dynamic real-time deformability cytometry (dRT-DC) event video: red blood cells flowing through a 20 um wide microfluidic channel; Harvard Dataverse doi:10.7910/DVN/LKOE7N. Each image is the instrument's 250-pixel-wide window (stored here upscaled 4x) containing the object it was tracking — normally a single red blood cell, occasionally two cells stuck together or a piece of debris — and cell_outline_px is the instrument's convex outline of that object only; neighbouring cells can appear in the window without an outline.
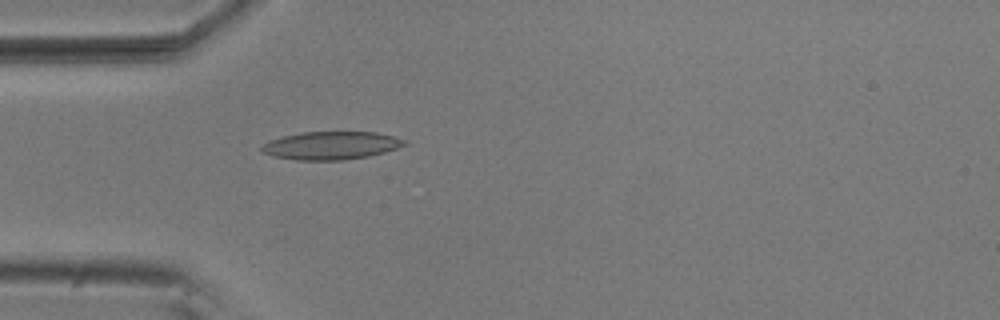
{"species": "common noctule bat (a hibernating species)", "species_latin": "Nyctalus noctula", "temperature_condition": "room temperature", "stored_images_in_passage": 1, "camera_frame_rate_fps": 3000, "um_per_image_px": 0.085, "animal": {"sex": "male", "body_mass_g": 20.5, "forearm_length_mm": 52.5}, "frame": {"image": 1, "passage_image": 1, "time_ms": 0.0, "image_size_px": [1000, 320], "cell_outline_px": [[408, 144], [384, 152], [368, 156], [344, 160], [296, 160], [276, 156], [260, 152], [260, 148], [264, 144], [272, 140], [284, 136], [300, 132], [376, 132], [408, 140]], "centroid_in_image_um": [28.17, 12.36], "position_along_channel_um": 56.8, "area_um2": 23.18}}